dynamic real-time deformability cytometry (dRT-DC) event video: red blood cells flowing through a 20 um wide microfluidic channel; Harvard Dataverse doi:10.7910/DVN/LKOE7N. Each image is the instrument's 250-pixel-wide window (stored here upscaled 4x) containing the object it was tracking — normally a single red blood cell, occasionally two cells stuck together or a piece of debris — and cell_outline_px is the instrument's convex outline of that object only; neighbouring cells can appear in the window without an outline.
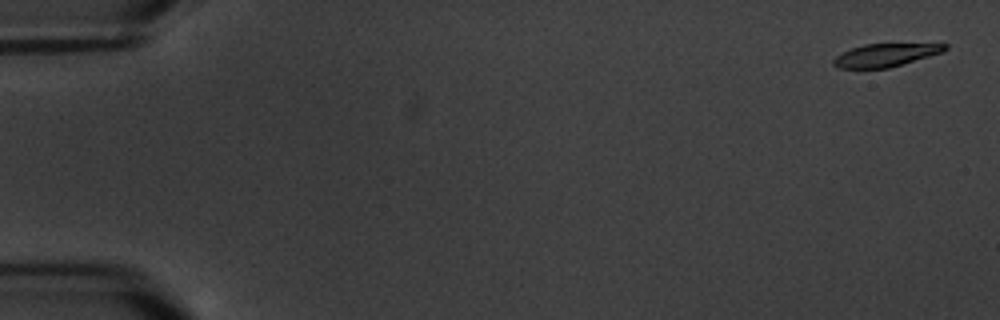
{"species": "common noctule bat (a hibernating species)", "species_latin": "Nyctalus noctula", "temperature_condition": "warm", "stored_images_in_passage": 6, "camera_frame_rate_fps": 3000, "um_per_image_px": 0.085, "animal": {"sex": "male", "body_mass_g": 20.1, "forearm_length_mm": 53.5}, "frame": {"image": 1, "passage_image": 1, "time_ms": 0.0, "image_size_px": [1000, 320], "cell_outline_px": [[948, 48], [944, 52], [888, 68], [840, 68], [832, 64], [832, 60], [836, 56], [852, 48], [864, 44], [948, 44]], "centroid_in_image_um": [75.28, 4.68], "position_along_channel_um": 9.7, "area_um2": 14.74}}
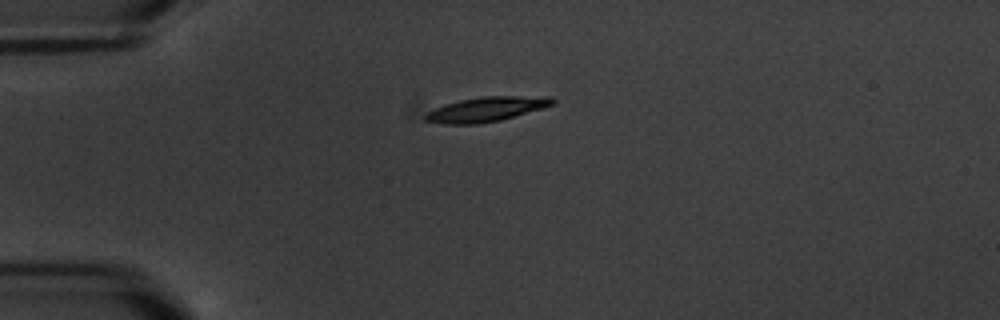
{"frame": {"image": 2, "passage_image": 5, "time_ms": 4.667, "image_size_px": [1000, 320], "cell_outline_px": [[556, 104], [500, 120], [476, 124], [444, 124], [424, 120], [424, 112], [444, 104], [460, 100], [480, 96], [552, 96], [556, 100]], "centroid_in_image_um": [41.33, 9.27], "position_along_channel_um": 43.7, "area_um2": 18.44}}